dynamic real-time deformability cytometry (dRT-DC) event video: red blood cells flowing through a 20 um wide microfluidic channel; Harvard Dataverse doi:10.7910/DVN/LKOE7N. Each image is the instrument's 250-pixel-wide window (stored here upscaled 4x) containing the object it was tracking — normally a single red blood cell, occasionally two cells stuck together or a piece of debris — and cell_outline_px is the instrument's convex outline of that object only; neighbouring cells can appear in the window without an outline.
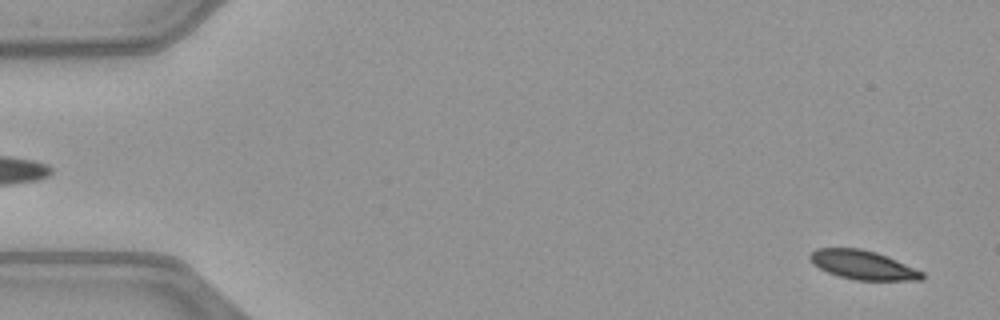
{"species": "common noctule bat (a hibernating species)", "species_latin": "Nyctalus noctula", "temperature_condition": "warm", "stored_images_in_passage": 51, "camera_frame_rate_fps": 3000, "um_per_image_px": 0.085, "animal": {"sex": "female", "body_mass_g": 21.9}, "frame": {"image": 1, "passage_image": 2, "time_ms": 0.333, "image_size_px": [1000, 320], "cell_outline_px": [[924, 276], [920, 280], [856, 280], [840, 276], [828, 272], [812, 264], [808, 260], [808, 256], [816, 248], [860, 248], [876, 252], [896, 260], [924, 272]], "centroid_in_image_um": [73.31, 22.51], "position_along_channel_um": 11.7, "area_um2": 18.84}}
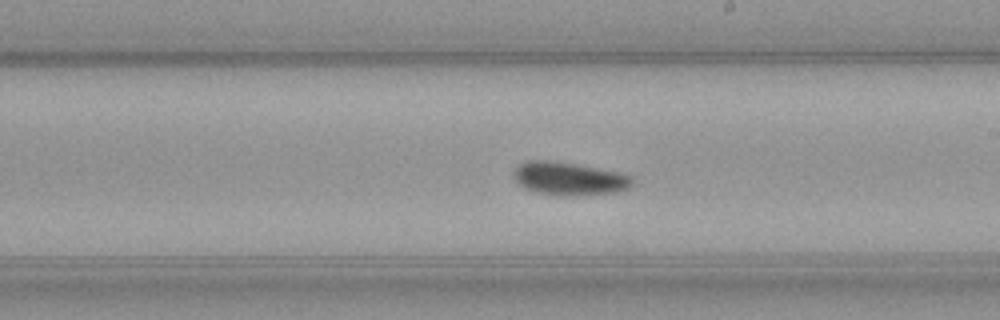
{"frame": {"image": 2, "passage_image": 29, "time_ms": 9.333, "image_size_px": [1000, 320], "cell_outline_px": [[636, 180], [628, 188], [616, 192], [568, 196], [560, 196], [536, 192], [524, 188], [516, 184], [512, 176], [512, 172], [520, 164], [528, 160], [552, 160], [624, 172], [632, 176]], "centroid_in_image_um": [48.38, 15.18], "position_along_channel_um": 240.6, "area_um2": 23.41}}
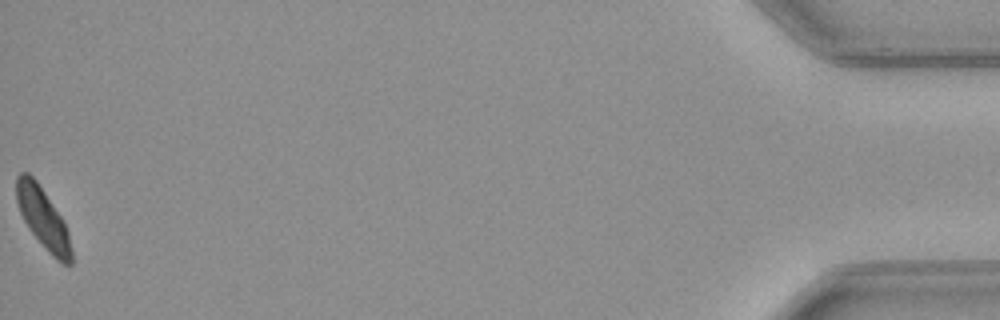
{"frame": {"image": 3, "passage_image": 51, "time_ms": 16.667, "image_size_px": [1000, 320], "cell_outline_px": [[72, 264], [64, 264], [56, 260], [48, 252], [28, 228], [20, 212], [16, 200], [16, 176], [20, 172], [28, 172], [36, 180], [64, 220], [68, 232], [72, 252]], "centroid_in_image_um": [3.65, 18.55], "position_along_channel_um": 431.5, "area_um2": 19.42}, "authors_computed_cell_mechanics": {"area_um2": 20.8658, "velocity_mm_per_s": 4.0336, "shape_relaxation_time_tau1_ms": 2.0345, "shape_relaxation_time_tau2_ms": null, "deformation_change_tau1": 0.1169, "deformation_change_tau2": null}}